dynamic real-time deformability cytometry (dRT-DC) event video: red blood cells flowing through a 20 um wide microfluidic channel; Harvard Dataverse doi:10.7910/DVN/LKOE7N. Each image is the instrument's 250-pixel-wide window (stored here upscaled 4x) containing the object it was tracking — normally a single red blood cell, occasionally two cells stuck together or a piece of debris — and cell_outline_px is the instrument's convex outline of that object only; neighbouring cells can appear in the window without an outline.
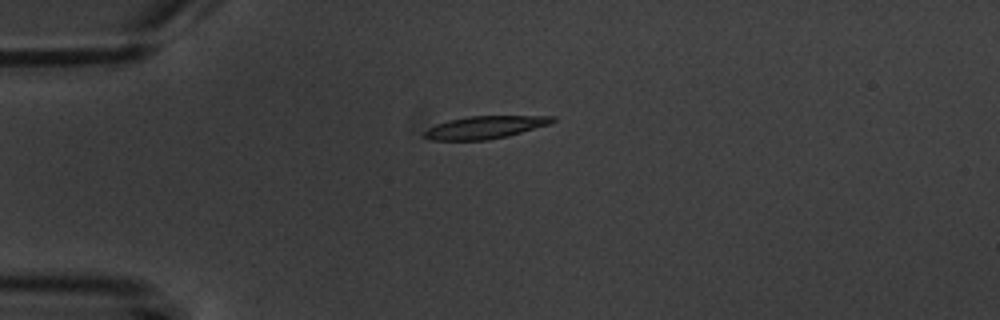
{"species": "common noctule bat (a hibernating species)", "species_latin": "Nyctalus noctula", "temperature_condition": "warm", "stored_images_in_passage": 8, "camera_frame_rate_fps": 3000, "um_per_image_px": 0.085, "animal": {"sex": "male", "body_mass_g": 20.1, "forearm_length_mm": 53.5}, "frame": {"image": 1, "passage_image": 1, "time_ms": 0.0, "image_size_px": [1000, 320], "cell_outline_px": [[556, 120], [548, 124], [508, 136], [488, 140], [428, 140], [420, 136], [428, 128], [436, 124], [448, 120], [468, 116], [556, 116]], "centroid_in_image_um": [41.16, 10.83], "position_along_channel_um": 43.8, "area_um2": 16.94}}
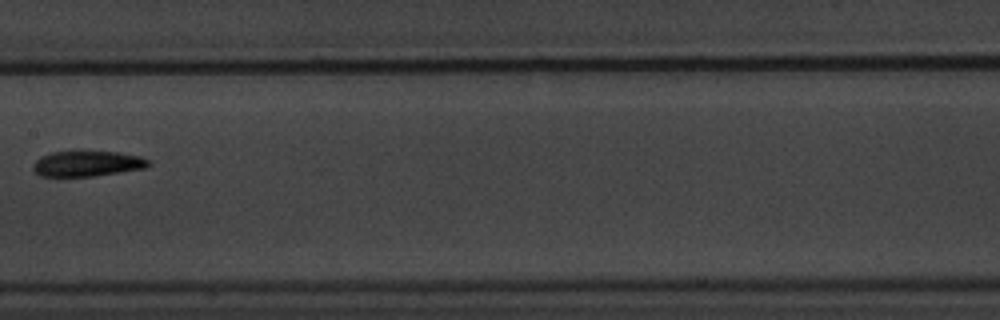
{"frame": {"image": 2, "passage_image": 5, "time_ms": 5.0, "image_size_px": [1000, 320], "cell_outline_px": [[152, 164], [144, 168], [96, 176], [40, 176], [32, 168], [32, 164], [40, 156], [52, 152], [76, 148], [80, 148], [120, 152], [140, 156], [148, 160]], "centroid_in_image_um": [7.39, 13.85], "position_along_channel_um": 200.0, "area_um2": 18.09}}
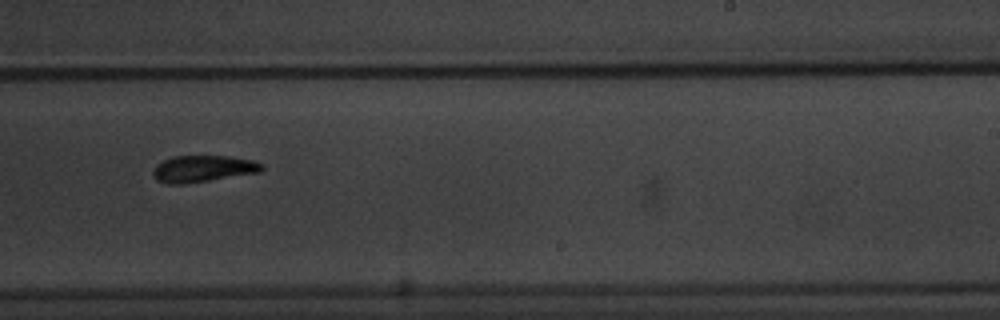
{"frame": {"image": 3, "passage_image": 7, "time_ms": 7.0, "image_size_px": [1000, 320], "cell_outline_px": [[264, 168], [260, 172], [184, 184], [168, 184], [156, 180], [152, 176], [152, 172], [156, 164], [172, 156], [228, 156], [252, 160], [260, 164]], "centroid_in_image_um": [17.19, 14.34], "position_along_channel_um": 271.8, "area_um2": 16.82}}